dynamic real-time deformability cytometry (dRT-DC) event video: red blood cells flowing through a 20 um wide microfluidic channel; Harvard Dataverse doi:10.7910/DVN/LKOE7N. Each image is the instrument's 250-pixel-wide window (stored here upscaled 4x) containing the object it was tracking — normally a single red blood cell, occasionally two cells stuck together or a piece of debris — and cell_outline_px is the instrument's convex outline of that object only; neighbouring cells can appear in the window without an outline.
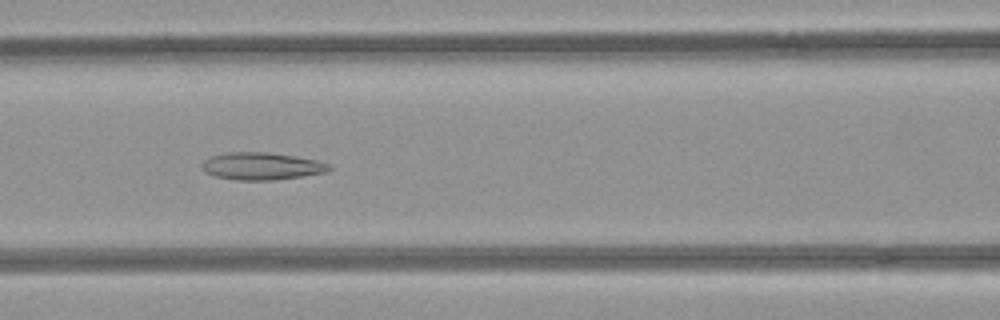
{"species": "common noctule bat (a hibernating species)", "species_latin": "Nyctalus noctula", "temperature_condition": "room temperature", "stored_images_in_passage": 37, "camera_frame_rate_fps": 3000, "um_per_image_px": 0.085, "animal": {"sex": "female", "body_mass_g": 21.9}, "frame": {"image": 1, "passage_image": 7, "time_ms": 2.0, "image_size_px": [1000, 320], "cell_outline_px": [[332, 168], [328, 172], [272, 180], [236, 180], [216, 176], [204, 172], [204, 160], [208, 156], [224, 152], [268, 152], [296, 156], [316, 160], [328, 164]], "centroid_in_image_um": [22.23, 14.11], "position_along_channel_um": 144.4, "area_um2": 20.23}}
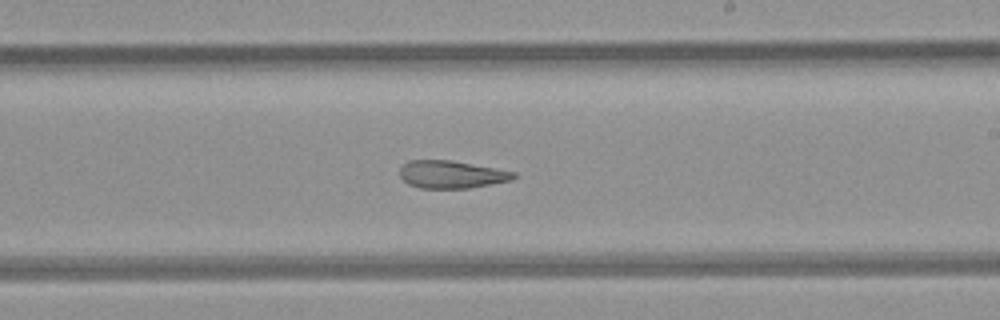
{"frame": {"image": 2, "passage_image": 15, "time_ms": 4.667, "image_size_px": [1000, 320], "cell_outline_px": [[516, 176], [512, 180], [492, 184], [468, 188], [420, 188], [408, 184], [400, 176], [400, 168], [408, 160], [452, 160], [496, 168], [516, 172]], "centroid_in_image_um": [38.38, 14.82], "position_along_channel_um": 250.6, "area_um2": 18.38}}
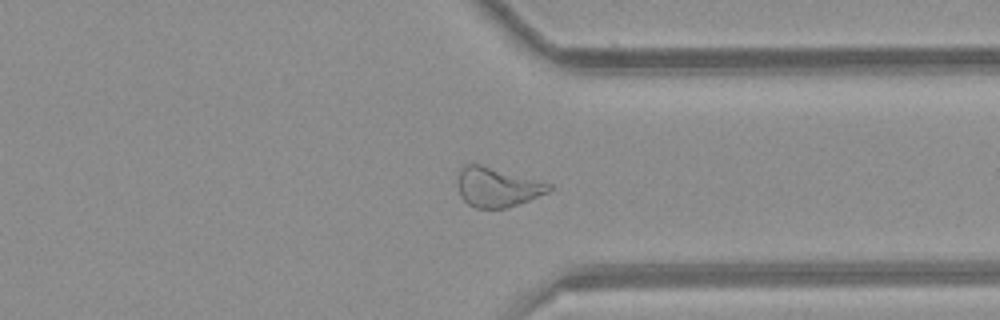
{"frame": {"image": 3, "passage_image": 24, "time_ms": 7.667, "image_size_px": [1000, 320], "cell_outline_px": [[552, 188], [548, 192], [528, 200], [504, 208], [476, 208], [468, 204], [460, 196], [456, 184], [456, 180], [460, 168], [464, 164], [480, 164], [552, 184]], "centroid_in_image_um": [42.2, 15.9], "position_along_channel_um": 369.2, "area_um2": 20.92}, "authors_computed_cell_mechanics": {"area_um2": 20.2878, "velocity_mm_per_s": 3.9928, "shape_relaxation_time_tau1_ms": null, "shape_relaxation_time_tau2_ms": 4.8689, "deformation_change_tau1": null, "deformation_change_tau2": 0.1506}}